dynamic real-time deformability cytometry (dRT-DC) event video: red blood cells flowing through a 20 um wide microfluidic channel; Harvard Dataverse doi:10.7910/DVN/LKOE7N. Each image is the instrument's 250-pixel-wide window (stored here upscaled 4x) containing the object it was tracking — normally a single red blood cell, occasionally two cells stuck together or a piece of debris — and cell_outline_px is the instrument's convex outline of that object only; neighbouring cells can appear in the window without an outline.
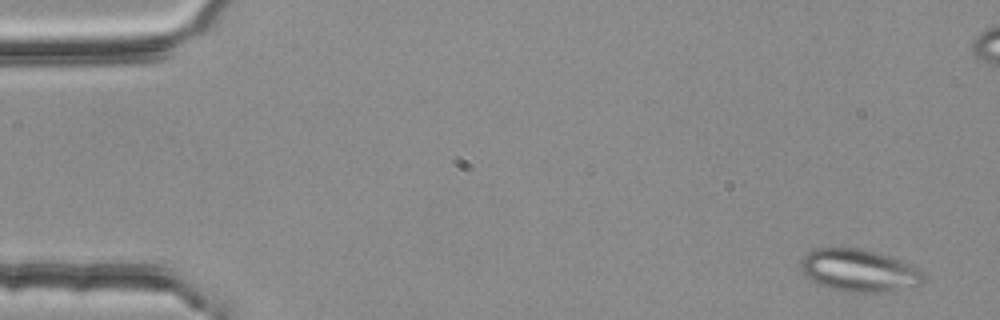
{"species": "common noctule bat (a hibernating species)", "species_latin": "Nyctalus noctula", "temperature_condition": "room temperature", "stored_images_in_passage": 4, "camera_frame_rate_fps": 3000, "um_per_image_px": 0.085, "animal": {"sex": "female", "body_mass_g": 25.1}, "frame": {"image": 1, "passage_image": 1, "time_ms": 0.0, "image_size_px": [1000, 320], "cell_outline_px": [[924, 280], [920, 284], [892, 292], [844, 292], [820, 284], [812, 280], [800, 268], [800, 260], [808, 252], [820, 248], [860, 248], [888, 256], [900, 260], [924, 272]], "centroid_in_image_um": [73.03, 23.0], "position_along_channel_um": 12.0, "area_um2": 30.06}}